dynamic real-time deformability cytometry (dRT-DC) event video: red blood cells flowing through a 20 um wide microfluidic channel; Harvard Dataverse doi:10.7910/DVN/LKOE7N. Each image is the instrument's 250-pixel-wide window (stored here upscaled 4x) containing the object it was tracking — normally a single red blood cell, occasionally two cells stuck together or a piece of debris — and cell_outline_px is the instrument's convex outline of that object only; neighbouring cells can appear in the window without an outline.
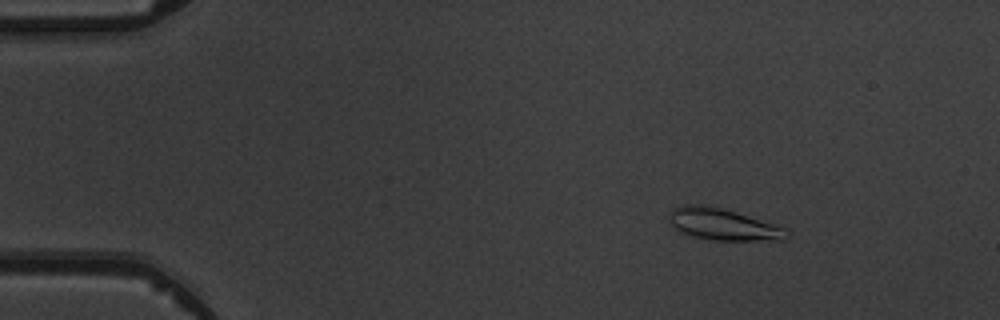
{"species": "common noctule bat (a hibernating species)", "species_latin": "Nyctalus noctula", "temperature_condition": "warm", "stored_images_in_passage": 3, "camera_frame_rate_fps": 3000, "um_per_image_px": 0.085, "animal": {"sex": "male", "body_mass_g": 19.5, "forearm_length_mm": 54.6}, "frame": {"image": 1, "passage_image": 1, "time_ms": 0.0, "image_size_px": [1000, 320], "cell_outline_px": [[788, 236], [784, 240], [712, 240], [692, 236], [676, 228], [668, 220], [668, 216], [672, 208], [684, 204], [704, 204], [736, 212], [788, 228]], "centroid_in_image_um": [61.46, 19.06], "position_along_channel_um": 23.5, "area_um2": 21.68}}